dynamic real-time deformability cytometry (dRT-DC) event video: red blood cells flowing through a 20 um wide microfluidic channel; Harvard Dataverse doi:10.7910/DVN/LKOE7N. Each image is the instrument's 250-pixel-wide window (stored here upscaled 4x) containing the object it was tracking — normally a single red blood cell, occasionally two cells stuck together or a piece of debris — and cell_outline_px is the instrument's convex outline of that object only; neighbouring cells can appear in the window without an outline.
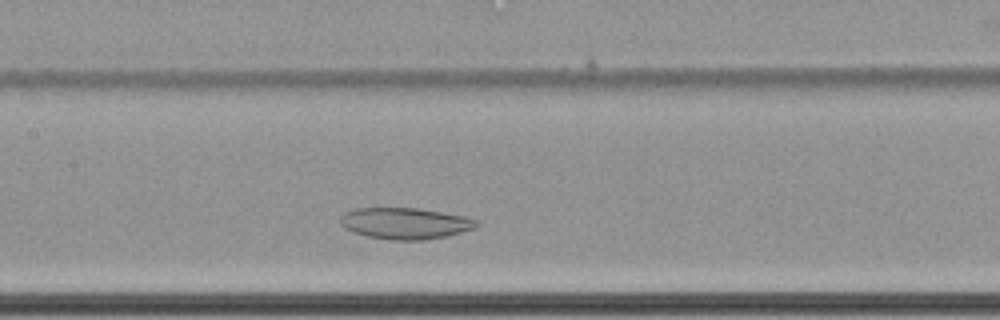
{"species": "common noctule bat (a hibernating species)", "species_latin": "Nyctalus noctula", "temperature_condition": "cold", "stored_images_in_passage": 36, "camera_frame_rate_fps": 3000, "um_per_image_px": 0.085, "animal": {"sex": "female", "body_mass_g": 22.7, "forearm_length_mm": 54.2}, "frame": {"image": 1, "passage_image": 16, "time_ms": 5.0, "image_size_px": [1000, 320], "cell_outline_px": [[480, 224], [476, 228], [448, 236], [428, 240], [392, 240], [368, 236], [344, 228], [340, 224], [340, 216], [344, 212], [356, 208], [416, 208], [468, 216], [480, 220]], "centroid_in_image_um": [34.51, 18.98], "position_along_channel_um": 172.9, "area_um2": 25.2}}
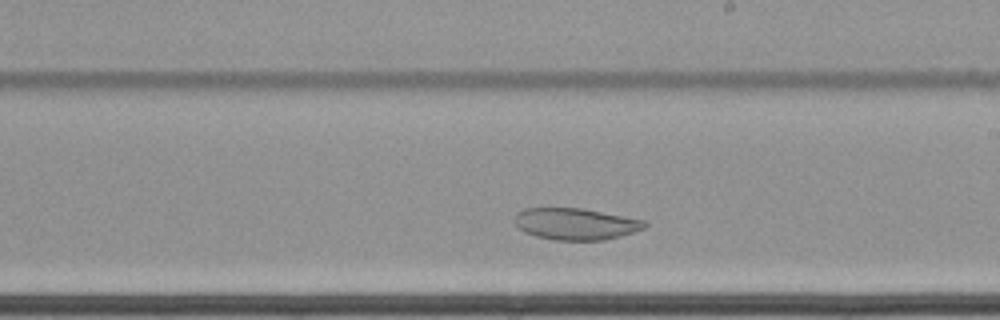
{"frame": {"image": 2, "passage_image": 22, "time_ms": 7.0, "image_size_px": [1000, 320], "cell_outline_px": [[648, 224], [644, 228], [620, 236], [604, 240], [556, 240], [536, 236], [524, 232], [516, 224], [516, 212], [524, 208], [580, 208], [644, 220]], "centroid_in_image_um": [48.91, 19.03], "position_along_channel_um": 240.1, "area_um2": 23.7}}
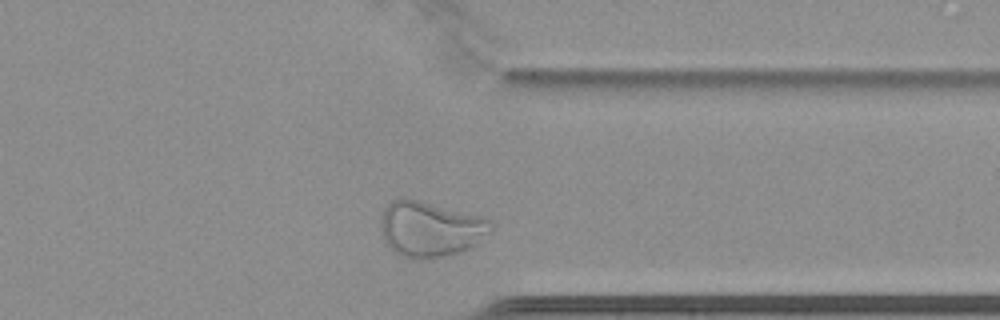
{"frame": {"image": 3, "passage_image": 34, "time_ms": 11.0, "image_size_px": [1000, 320], "cell_outline_px": [[492, 232], [480, 244], [472, 248], [460, 252], [444, 256], [420, 260], [416, 260], [400, 256], [384, 240], [380, 228], [380, 220], [384, 208], [392, 200], [400, 196], [408, 196], [484, 216], [492, 224]], "centroid_in_image_um": [36.6, 19.44], "position_along_channel_um": 374.8, "area_um2": 36.82}, "authors_computed_cell_mechanics": {"area_um2": 27.1949, "velocity_mm_per_s": 3.3661, "shape_relaxation_time_tau1_ms": null, "shape_relaxation_time_tau2_ms": 2.8547, "deformation_change_tau1": null, "deformation_change_tau2": 0.0517}}